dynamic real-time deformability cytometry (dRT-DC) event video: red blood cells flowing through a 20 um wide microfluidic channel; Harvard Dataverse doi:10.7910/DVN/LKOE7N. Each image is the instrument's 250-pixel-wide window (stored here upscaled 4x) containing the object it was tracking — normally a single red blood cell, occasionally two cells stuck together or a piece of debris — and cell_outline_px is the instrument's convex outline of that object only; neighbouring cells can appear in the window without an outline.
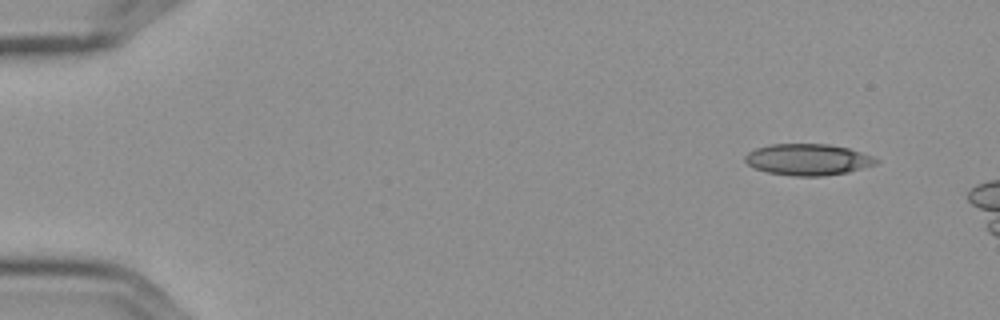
{"species": "Egyptian fruit bat (a non-hibernating species)", "species_latin": "Rousettus aegyptiacus", "temperature_condition": "cold", "stored_images_in_passage": 6, "camera_frame_rate_fps": 3000, "um_per_image_px": 0.085, "frame": {"image": 1, "passage_image": 1, "time_ms": 0.0, "image_size_px": [1000, 320], "cell_outline_px": [[880, 160], [876, 164], [848, 172], [824, 176], [792, 176], [768, 172], [756, 168], [748, 164], [744, 160], [744, 156], [748, 152], [756, 148], [772, 144], [828, 144], [848, 148], [872, 156]], "centroid_in_image_um": [68.67, 13.56], "position_along_channel_um": 16.3, "area_um2": 23.87}}
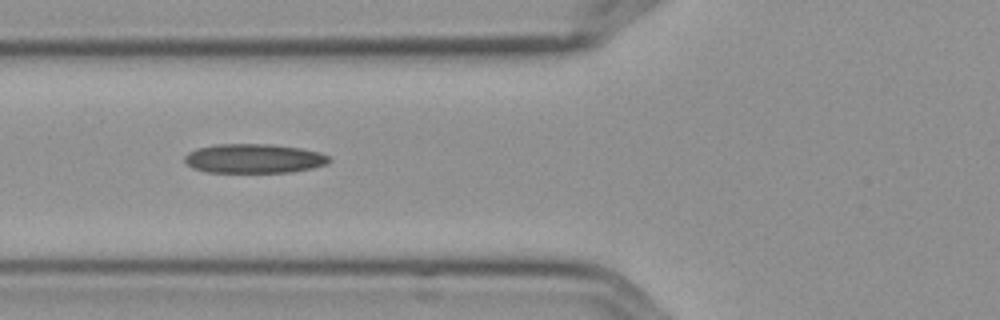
{"frame": {"image": 2, "passage_image": 5, "time_ms": 1.333, "image_size_px": [1000, 320], "cell_outline_px": [[332, 160], [328, 164], [312, 168], [292, 172], [208, 172], [192, 168], [184, 160], [184, 156], [188, 152], [196, 148], [216, 144], [272, 144], [300, 148], [320, 152], [328, 156]], "centroid_in_image_um": [21.59, 13.47], "position_along_channel_um": 104.2, "area_um2": 24.8}}
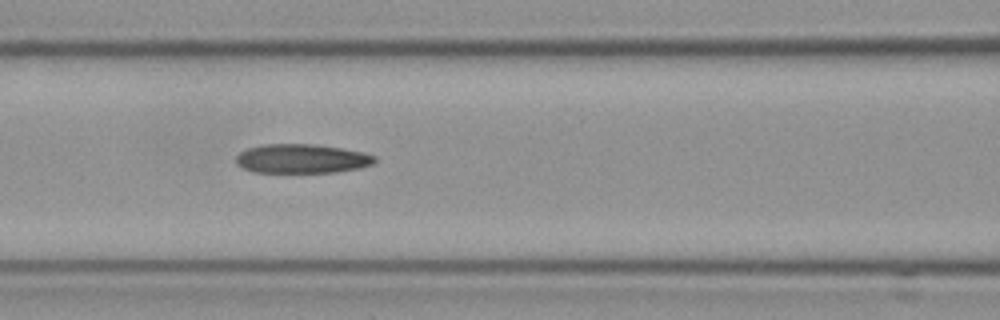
{"frame": {"image": 3, "passage_image": 6, "time_ms": 1.667, "image_size_px": [1000, 320], "cell_outline_px": [[376, 160], [372, 164], [360, 168], [336, 172], [252, 172], [236, 164], [236, 156], [240, 152], [248, 148], [260, 144], [312, 144], [340, 148], [364, 152], [376, 156]], "centroid_in_image_um": [25.64, 13.48], "position_along_channel_um": 141.0, "area_um2": 23.58}}